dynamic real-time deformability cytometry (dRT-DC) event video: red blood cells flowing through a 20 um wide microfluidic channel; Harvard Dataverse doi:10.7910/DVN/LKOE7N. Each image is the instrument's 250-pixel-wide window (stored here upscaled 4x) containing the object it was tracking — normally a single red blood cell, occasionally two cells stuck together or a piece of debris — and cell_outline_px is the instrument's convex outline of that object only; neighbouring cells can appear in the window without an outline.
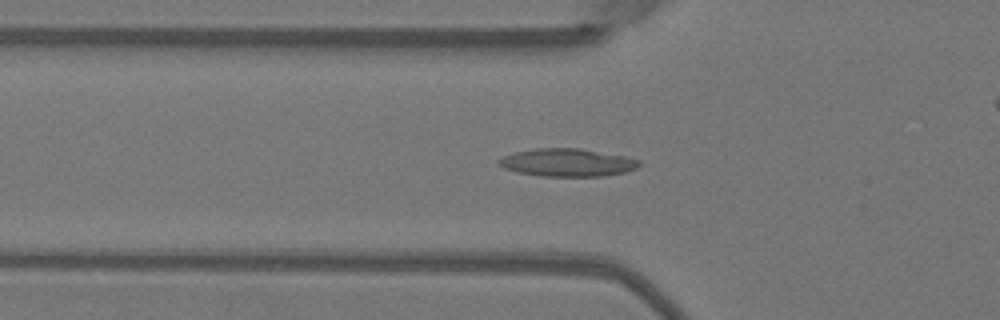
{"species": "Egyptian fruit bat (a non-hibernating species)", "species_latin": "Rousettus aegyptiacus", "temperature_condition": "warm", "stored_images_in_passage": 52, "camera_frame_rate_fps": 3000, "um_per_image_px": 0.085, "animal": {"sex": "female"}, "frame": {"image": 1, "passage_image": 18, "time_ms": 5.667, "image_size_px": [1000, 320], "cell_outline_px": [[640, 164], [636, 168], [624, 172], [604, 176], [544, 176], [516, 172], [504, 168], [496, 160], [504, 156], [516, 152], [536, 148], [580, 148], [624, 156], [640, 160]], "centroid_in_image_um": [48.22, 13.81], "position_along_channel_um": 77.6, "area_um2": 22.6}}
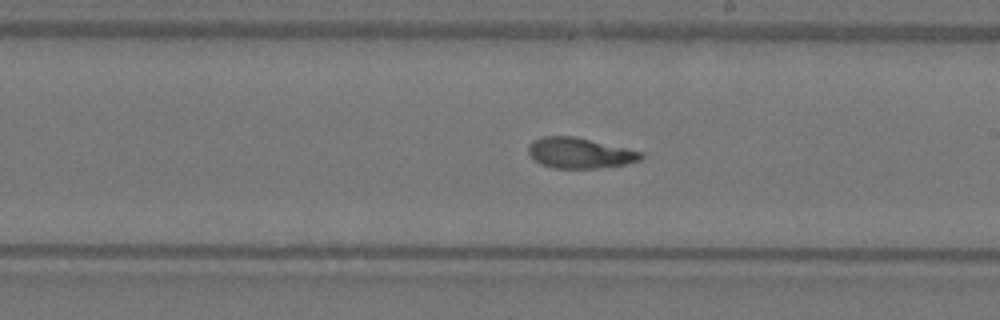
{"frame": {"image": 2, "passage_image": 30, "time_ms": 9.667, "image_size_px": [1000, 320], "cell_outline_px": [[644, 156], [640, 160], [624, 164], [596, 168], [552, 168], [540, 164], [528, 152], [528, 144], [532, 140], [540, 136], [572, 136], [628, 148], [644, 152]], "centroid_in_image_um": [49.26, 13.0], "position_along_channel_um": 239.7, "area_um2": 20.06}}
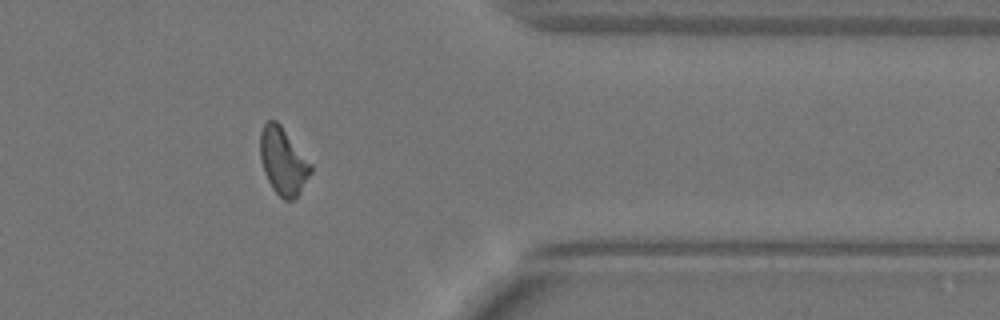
{"frame": {"image": 3, "passage_image": 42, "time_ms": 13.667, "image_size_px": [1000, 320], "cell_outline_px": [[312, 172], [300, 192], [292, 200], [284, 200], [272, 188], [264, 172], [260, 160], [260, 132], [264, 124], [268, 120], [276, 120], [280, 124], [312, 164]], "centroid_in_image_um": [24.06, 13.69], "position_along_channel_um": 387.3, "area_um2": 19.71}, "authors_computed_cell_mechanics": {"area_um2": 19.9988, "velocity_mm_per_s": 4.0414, "shape_relaxation_time_tau1_ms": null, "shape_relaxation_time_tau2_ms": 1.4826, "deformation_change_tau1": null, "deformation_change_tau2": 0.0773}}